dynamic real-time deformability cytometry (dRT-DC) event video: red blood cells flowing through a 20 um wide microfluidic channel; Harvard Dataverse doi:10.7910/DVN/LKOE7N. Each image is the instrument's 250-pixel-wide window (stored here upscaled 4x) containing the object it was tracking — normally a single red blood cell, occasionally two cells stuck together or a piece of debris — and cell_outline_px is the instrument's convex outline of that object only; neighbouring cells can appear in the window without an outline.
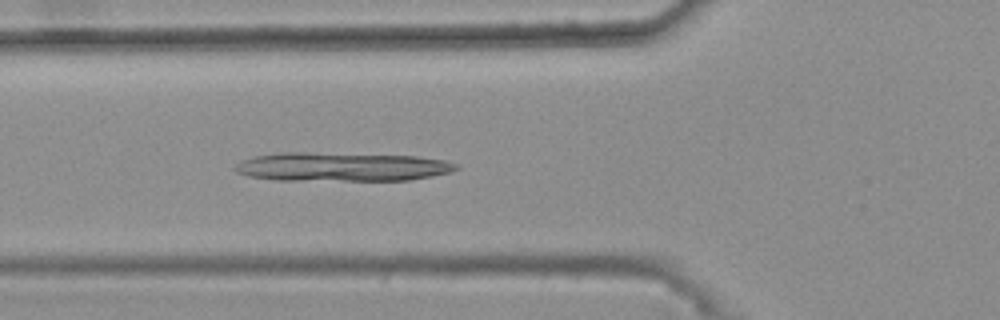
{"species": "common noctule bat (a hibernating species)", "species_latin": "Nyctalus noctula", "temperature_condition": "warm", "stored_images_in_passage": 31, "camera_frame_rate_fps": 3000, "um_per_image_px": 0.085, "animal": {"sex": "female", "body_mass_g": 25.1}, "frame": {"image": 1, "passage_image": 4, "time_ms": 1.0, "image_size_px": [1000, 320], "cell_outline_px": [[460, 168], [448, 172], [432, 176], [408, 180], [276, 180], [248, 176], [236, 172], [232, 168], [236, 164], [252, 156], [284, 152], [300, 152], [416, 156], [444, 160], [456, 164]], "centroid_in_image_um": [29.0, 14.18], "position_along_channel_um": 96.8, "area_um2": 37.05}}
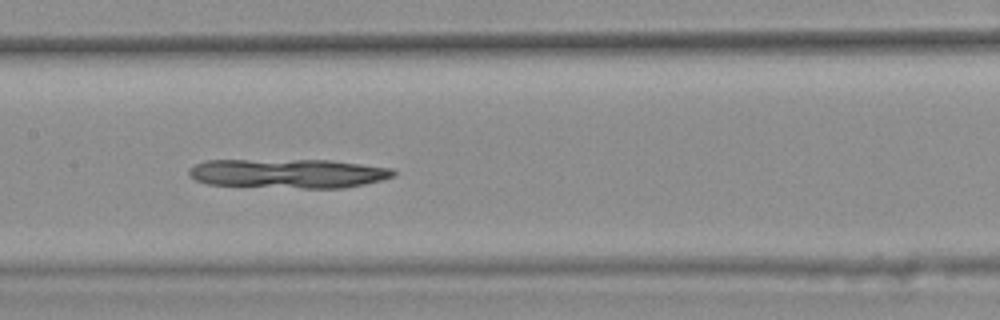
{"frame": {"image": 2, "passage_image": 11, "time_ms": 3.333, "image_size_px": [1000, 320], "cell_outline_px": [[396, 176], [364, 184], [344, 188], [304, 188], [208, 184], [196, 180], [188, 176], [188, 168], [196, 164], [208, 160], [332, 160], [392, 168], [396, 172]], "centroid_in_image_um": [24.51, 14.74], "position_along_channel_um": 182.9, "area_um2": 34.91}}
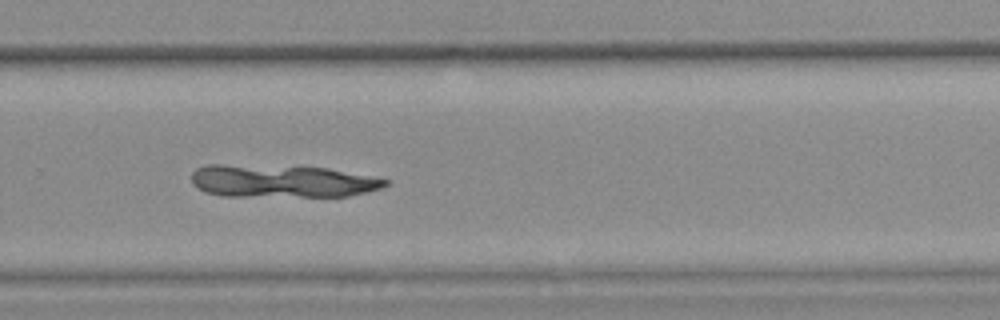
{"frame": {"image": 3, "passage_image": 21, "time_ms": 6.667, "image_size_px": [1000, 320], "cell_outline_px": [[388, 184], [384, 188], [348, 196], [224, 196], [204, 192], [192, 184], [192, 172], [196, 168], [208, 164], [220, 164], [328, 168], [388, 180]], "centroid_in_image_um": [23.92, 15.4], "position_along_channel_um": 305.9, "area_um2": 36.76}}